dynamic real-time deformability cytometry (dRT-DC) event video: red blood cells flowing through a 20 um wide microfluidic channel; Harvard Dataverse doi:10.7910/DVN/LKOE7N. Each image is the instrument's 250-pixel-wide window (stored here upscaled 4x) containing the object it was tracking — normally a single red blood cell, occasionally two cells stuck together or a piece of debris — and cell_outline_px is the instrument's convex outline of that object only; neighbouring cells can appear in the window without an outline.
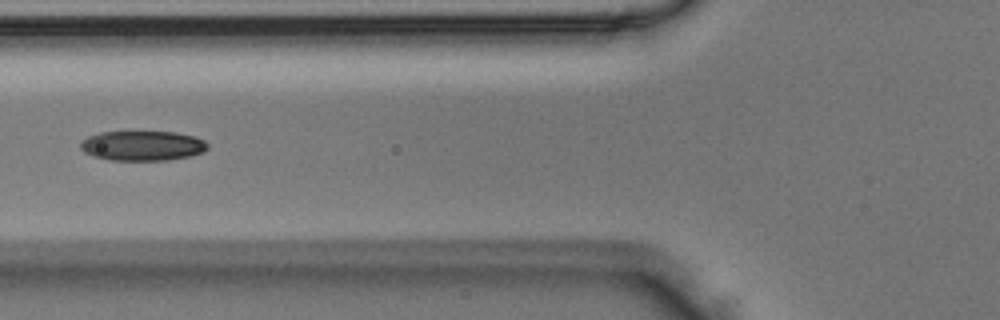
{"species": "Egyptian fruit bat (a non-hibernating species)", "species_latin": "Rousettus aegyptiacus", "temperature_condition": "room temperature", "stored_images_in_passage": 5, "camera_frame_rate_fps": 3000, "um_per_image_px": 0.085, "animal": {"sex": "male"}, "frame": {"image": 1, "passage_image": 4, "time_ms": 1.0, "image_size_px": [1000, 320], "cell_outline_px": [[208, 148], [204, 152], [188, 156], [168, 160], [108, 160], [92, 156], [84, 152], [80, 148], [80, 140], [88, 136], [100, 132], [176, 132], [196, 136], [204, 140], [208, 144]], "centroid_in_image_um": [12.1, 12.38], "position_along_channel_um": 113.7, "area_um2": 22.31}}
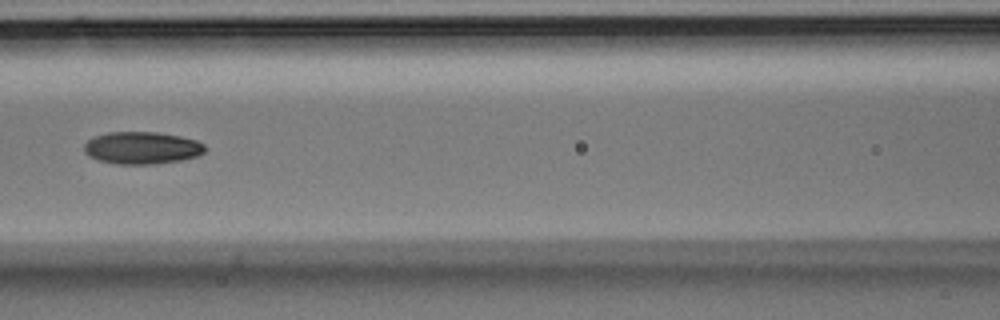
{"frame": {"image": 2, "passage_image": 5, "time_ms": 1.333, "image_size_px": [1000, 320], "cell_outline_px": [[208, 148], [204, 152], [196, 156], [180, 160], [156, 164], [116, 164], [96, 160], [88, 156], [84, 152], [84, 144], [88, 140], [96, 136], [108, 132], [156, 132], [180, 136], [196, 140], [204, 144]], "centroid_in_image_um": [12.05, 12.57], "position_along_channel_um": 154.5, "area_um2": 22.89}}